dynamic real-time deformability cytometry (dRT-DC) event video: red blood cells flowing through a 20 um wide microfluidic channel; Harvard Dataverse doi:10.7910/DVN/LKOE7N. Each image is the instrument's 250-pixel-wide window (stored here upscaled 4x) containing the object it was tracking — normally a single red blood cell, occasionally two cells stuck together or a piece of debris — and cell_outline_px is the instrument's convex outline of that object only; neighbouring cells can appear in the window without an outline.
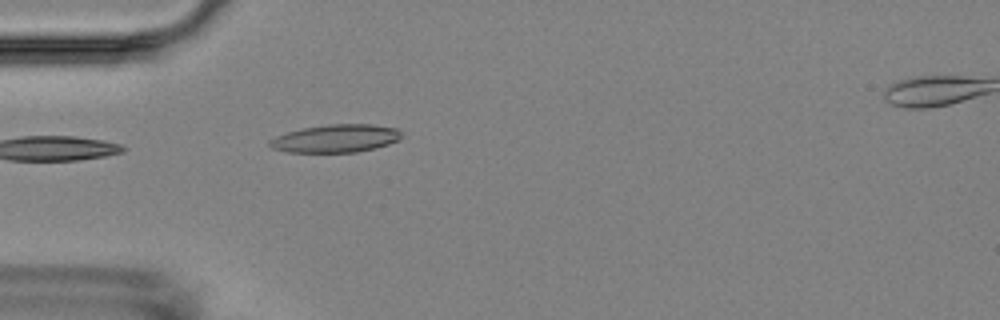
{"species": "Egyptian fruit bat (a non-hibernating species)", "species_latin": "Rousettus aegyptiacus", "temperature_condition": "room temperature", "stored_images_in_passage": 2, "camera_frame_rate_fps": 3000, "um_per_image_px": 0.085, "animal": {"sex": "female"}, "frame": {"image": 1, "passage_image": 1, "time_ms": 0.0, "image_size_px": [1000, 320], "cell_outline_px": [[400, 140], [376, 148], [356, 152], [288, 152], [272, 148], [268, 144], [268, 140], [276, 136], [300, 128], [328, 124], [372, 124], [396, 128], [400, 132]], "centroid_in_image_um": [28.52, 11.76], "position_along_channel_um": 56.5, "area_um2": 21.5}}